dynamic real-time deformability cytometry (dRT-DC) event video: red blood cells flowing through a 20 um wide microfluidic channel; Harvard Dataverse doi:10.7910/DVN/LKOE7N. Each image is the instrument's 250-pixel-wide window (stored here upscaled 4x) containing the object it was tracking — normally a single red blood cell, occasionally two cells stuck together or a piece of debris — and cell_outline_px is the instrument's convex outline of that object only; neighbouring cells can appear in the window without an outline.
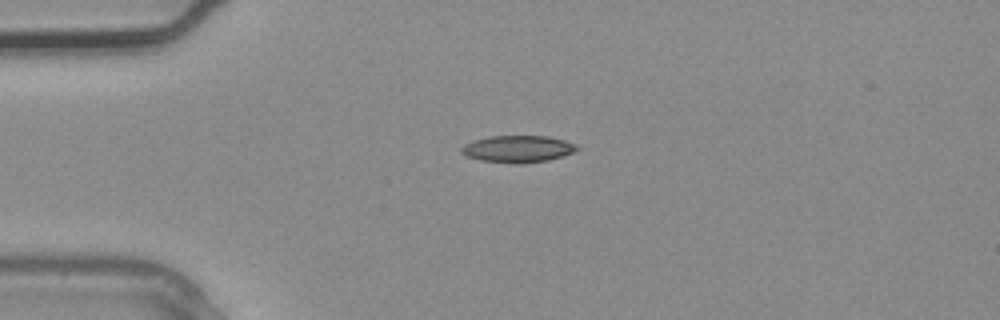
{"species": "common noctule bat (a hibernating species)", "species_latin": "Nyctalus noctula", "temperature_condition": "warm", "stored_images_in_passage": 4, "camera_frame_rate_fps": 3000, "um_per_image_px": 0.085, "animal": {"sex": "male", "body_mass_g": 20.4}, "frame": {"image": 1, "passage_image": 1, "time_ms": 0.0, "image_size_px": [1000, 320], "cell_outline_px": [[580, 148], [572, 152], [548, 160], [516, 164], [480, 160], [468, 156], [460, 152], [460, 148], [464, 144], [488, 136], [548, 136], [564, 140], [576, 144]], "centroid_in_image_um": [44.0, 12.65], "position_along_channel_um": 41.0, "area_um2": 17.98}}